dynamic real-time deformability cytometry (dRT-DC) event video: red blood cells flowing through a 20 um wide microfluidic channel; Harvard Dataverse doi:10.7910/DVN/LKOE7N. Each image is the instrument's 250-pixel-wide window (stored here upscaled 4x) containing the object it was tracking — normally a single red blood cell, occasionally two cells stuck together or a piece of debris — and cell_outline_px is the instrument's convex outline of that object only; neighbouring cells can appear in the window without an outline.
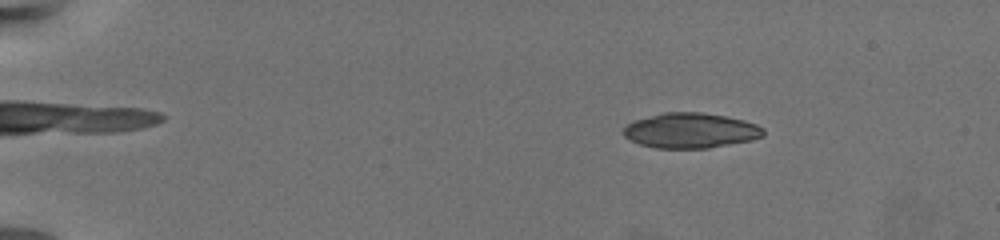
{"species": "common noctule bat (a hibernating species)", "species_latin": "Nyctalus noctula", "temperature_condition": "warm", "stored_images_in_passage": 64, "camera_frame_rate_fps": 3000, "um_per_image_px": 0.085, "animal": {"sex": "female", "body_mass_g": 19.5, "forearm_length_mm": 54.1}, "frame": {"image": 1, "passage_image": 11, "time_ms": 3.333, "image_size_px": [1000, 240], "cell_outline_px": [[764, 136], [752, 140], [708, 148], [656, 148], [640, 144], [624, 136], [624, 128], [628, 124], [636, 120], [664, 112], [700, 112], [724, 116], [744, 120], [756, 124], [764, 128]], "centroid_in_image_um": [58.74, 11.1], "position_along_channel_um": 26.3, "area_um2": 28.44}}